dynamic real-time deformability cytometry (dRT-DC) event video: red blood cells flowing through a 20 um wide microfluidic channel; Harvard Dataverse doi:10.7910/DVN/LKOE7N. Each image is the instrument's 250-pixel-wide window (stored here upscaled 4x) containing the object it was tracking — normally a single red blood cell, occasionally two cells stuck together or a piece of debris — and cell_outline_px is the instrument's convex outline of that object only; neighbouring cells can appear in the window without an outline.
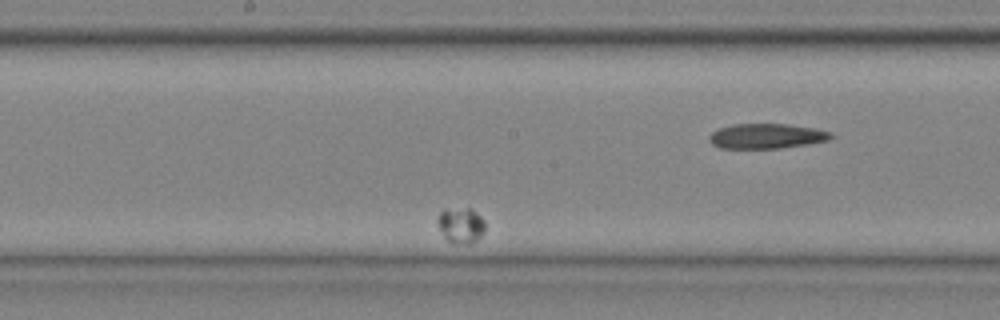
{"species": "common noctule bat (a hibernating species)", "species_latin": "Nyctalus noctula", "temperature_condition": "cold", "stored_images_in_passage": 44, "segment_of_instrument_passage": [1, 2], "camera_frame_rate_fps": 3000, "um_per_image_px": 0.085, "animal": {"sex": "male", "body_mass_g": 20.4}, "frame": {"image": 1, "passage_image": 24, "time_ms": 7.667, "image_size_px": [1000, 320], "cell_outline_px": [[484, 232], [472, 244], [452, 244], [444, 236], [436, 220], [440, 212], [444, 208], [472, 208], [484, 220]], "centroid_in_image_um": [39.16, 19.14], "position_along_channel_um": 209.0, "area_um2": 10.0}}